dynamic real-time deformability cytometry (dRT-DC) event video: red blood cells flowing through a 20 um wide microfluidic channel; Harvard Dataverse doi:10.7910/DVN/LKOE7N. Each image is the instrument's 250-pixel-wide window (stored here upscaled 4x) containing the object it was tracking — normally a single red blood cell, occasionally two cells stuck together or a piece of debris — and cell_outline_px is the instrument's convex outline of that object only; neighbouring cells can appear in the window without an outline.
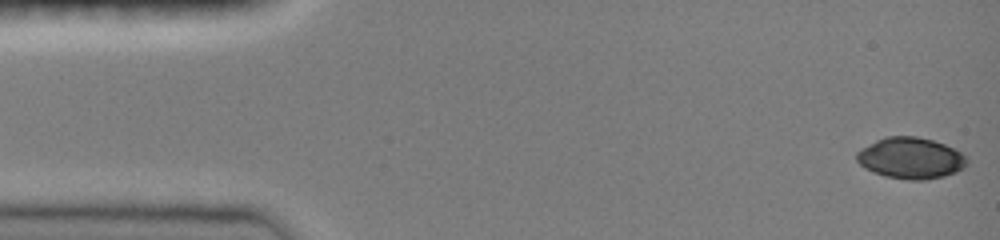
{"species": "common noctule bat (a hibernating species)", "species_latin": "Nyctalus noctula", "temperature_condition": "room temperature", "stored_images_in_passage": 47, "camera_frame_rate_fps": 3000, "um_per_image_px": 0.085, "animal": {"sex": "female", "body_mass_g": 19.0, "forearm_length_mm": 51.5}, "frame": {"image": 1, "passage_image": 1, "time_ms": 0.0, "image_size_px": [1000, 240], "cell_outline_px": [[968, 164], [964, 168], [944, 176], [924, 180], [908, 180], [884, 176], [864, 168], [856, 160], [856, 152], [860, 148], [884, 136], [916, 136], [932, 140], [944, 144], [968, 156]], "centroid_in_image_um": [77.4, 13.44], "position_along_channel_um": 7.6, "area_um2": 26.7}}
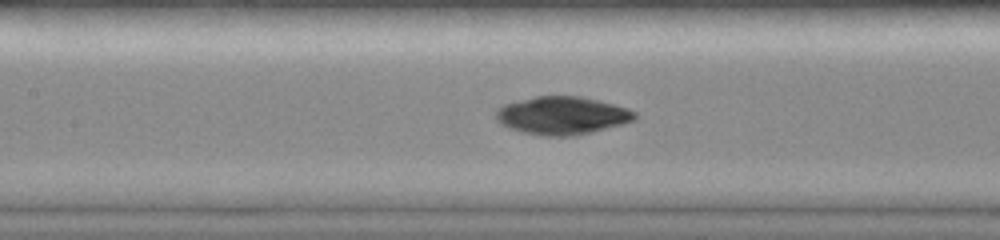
{"frame": {"image": 2, "passage_image": 21, "time_ms": 6.667, "image_size_px": [1000, 240], "cell_outline_px": [[636, 120], [624, 124], [576, 136], [540, 136], [508, 128], [500, 124], [496, 120], [496, 112], [504, 104], [516, 100], [536, 96], [580, 96], [600, 100], [628, 108], [636, 112]], "centroid_in_image_um": [47.8, 9.82], "position_along_channel_um": 159.6, "area_um2": 31.04}}
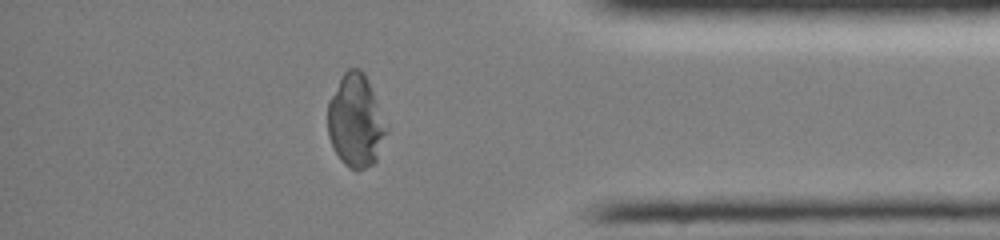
{"frame": {"image": 3, "passage_image": 40, "time_ms": 13.0, "image_size_px": [1000, 240], "cell_outline_px": [[388, 132], [376, 160], [372, 164], [356, 172], [348, 168], [340, 160], [328, 136], [328, 100], [344, 72], [348, 68], [360, 68], [364, 72], [368, 80], [388, 128]], "centroid_in_image_um": [30.24, 10.29], "position_along_channel_um": 405.0, "area_um2": 31.79}}